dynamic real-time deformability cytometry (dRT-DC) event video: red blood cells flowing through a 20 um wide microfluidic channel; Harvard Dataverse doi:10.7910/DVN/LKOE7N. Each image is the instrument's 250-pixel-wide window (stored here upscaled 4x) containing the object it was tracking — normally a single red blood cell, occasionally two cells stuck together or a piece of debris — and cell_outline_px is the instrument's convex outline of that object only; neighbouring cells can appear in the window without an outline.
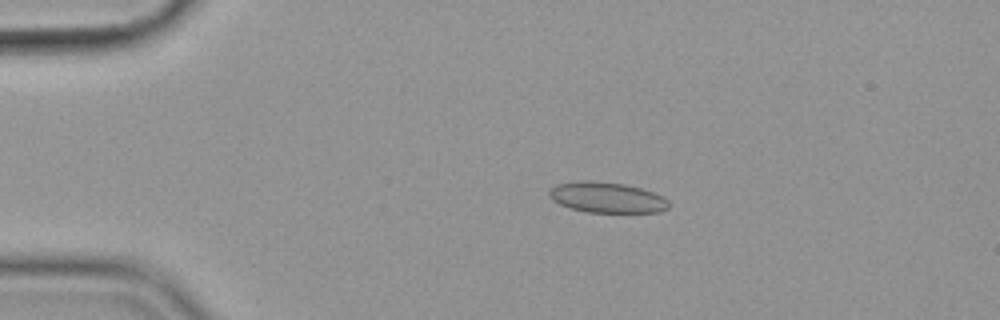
{"species": "common noctule bat (a hibernating species)", "species_latin": "Nyctalus noctula", "temperature_condition": "cold", "stored_images_in_passage": 49, "camera_frame_rate_fps": 3000, "um_per_image_px": 0.085, "animal": {"sex": "female", "body_mass_g": 19.9}, "frame": {"image": 1, "passage_image": 4, "time_ms": 1.0, "image_size_px": [1000, 320], "cell_outline_px": [[668, 208], [660, 212], [584, 212], [560, 204], [552, 200], [548, 196], [548, 188], [556, 184], [580, 180], [588, 180], [624, 184], [640, 188], [652, 192], [668, 200]], "centroid_in_image_um": [51.52, 16.78], "position_along_channel_um": 33.5, "area_um2": 21.33}}
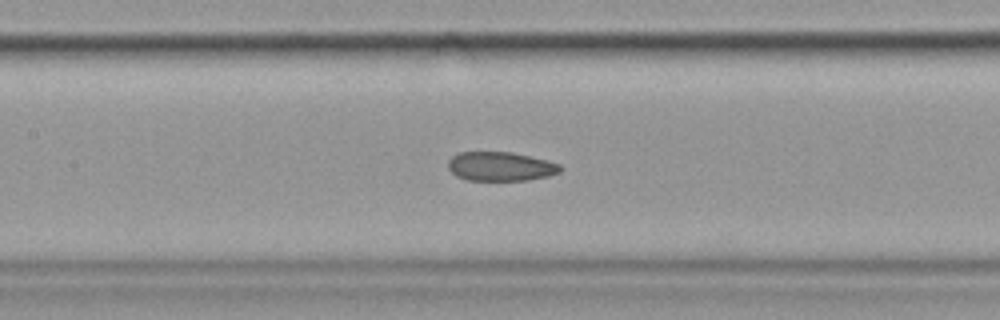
{"frame": {"image": 2, "passage_image": 19, "time_ms": 6.0, "image_size_px": [1000, 320], "cell_outline_px": [[564, 168], [560, 172], [548, 176], [528, 180], [464, 180], [456, 176], [448, 168], [448, 160], [452, 156], [460, 152], [512, 152], [548, 160], [560, 164]], "centroid_in_image_um": [42.56, 14.14], "position_along_channel_um": 164.8, "area_um2": 19.19}}
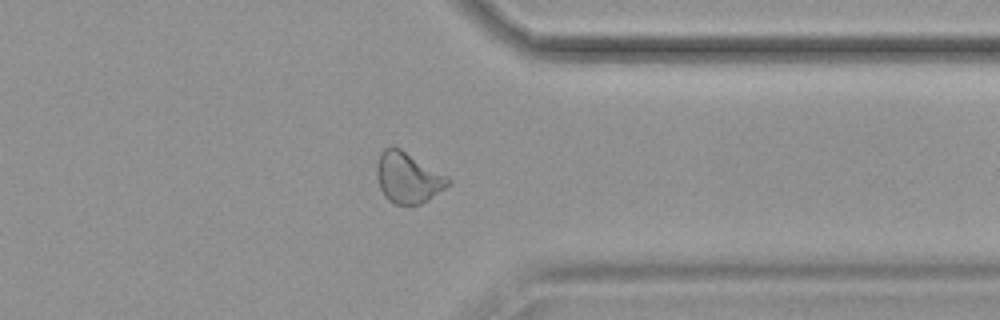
{"frame": {"image": 3, "passage_image": 37, "time_ms": 12.0, "image_size_px": [1000, 320], "cell_outline_px": [[452, 180], [444, 188], [428, 200], [420, 204], [396, 204], [388, 200], [384, 196], [380, 188], [376, 176], [376, 164], [380, 152], [384, 148], [400, 148], [448, 176]], "centroid_in_image_um": [34.65, 15.1], "position_along_channel_um": 376.7, "area_um2": 20.98}, "authors_computed_cell_mechanics": {"area_um2": 20.4612, "velocity_mm_per_s": 3.5915, "shape_relaxation_time_tau1_ms": null, "shape_relaxation_time_tau2_ms": 2.2336, "deformation_change_tau1": null, "deformation_change_tau2": 0.0841}}